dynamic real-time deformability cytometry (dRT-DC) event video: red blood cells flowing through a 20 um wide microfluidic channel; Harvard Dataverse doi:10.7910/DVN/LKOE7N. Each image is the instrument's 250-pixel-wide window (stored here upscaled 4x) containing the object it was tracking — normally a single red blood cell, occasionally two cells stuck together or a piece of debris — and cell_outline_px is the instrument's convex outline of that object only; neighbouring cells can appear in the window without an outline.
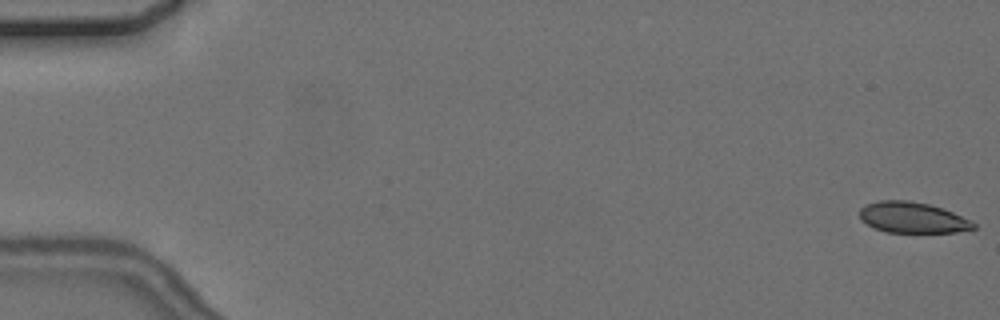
{"species": "common noctule bat (a hibernating species)", "species_latin": "Nyctalus noctula", "temperature_condition": "cold", "stored_images_in_passage": 6, "camera_frame_rate_fps": 3000, "um_per_image_px": 0.085, "animal": {"sex": "female", "body_mass_g": 24.6, "forearm_length_mm": 56.2}, "frame": {"image": 1, "passage_image": 1, "time_ms": 0.0, "image_size_px": [1000, 320], "cell_outline_px": [[976, 228], [956, 232], [884, 232], [872, 228], [860, 220], [860, 208], [868, 204], [880, 200], [908, 200], [928, 204], [952, 212], [976, 224]], "centroid_in_image_um": [77.5, 18.5], "position_along_channel_um": 7.5, "area_um2": 20.35}}
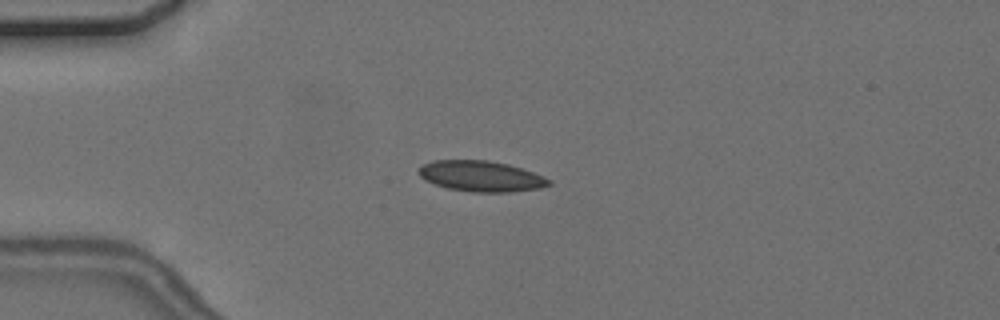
{"frame": {"image": 2, "passage_image": 5, "time_ms": 4.667, "image_size_px": [1000, 320], "cell_outline_px": [[552, 184], [540, 188], [512, 192], [472, 192], [448, 188], [424, 180], [420, 176], [420, 168], [424, 164], [432, 160], [488, 160], [508, 164], [532, 172], [552, 180]], "centroid_in_image_um": [40.91, 14.98], "position_along_channel_um": 44.1, "area_um2": 23.18}}